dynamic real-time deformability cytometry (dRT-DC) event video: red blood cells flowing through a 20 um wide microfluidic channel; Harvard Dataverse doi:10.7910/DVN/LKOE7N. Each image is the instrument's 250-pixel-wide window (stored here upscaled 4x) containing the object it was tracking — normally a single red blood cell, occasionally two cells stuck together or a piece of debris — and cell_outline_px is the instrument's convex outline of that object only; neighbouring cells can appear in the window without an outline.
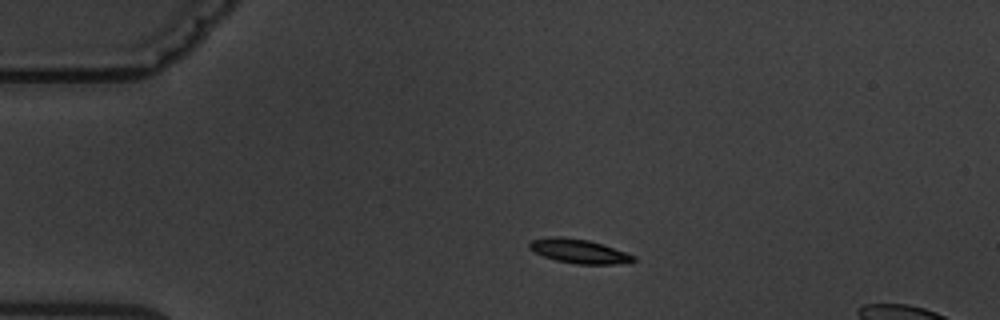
{"species": "common noctule bat (a hibernating species)", "species_latin": "Nyctalus noctula", "temperature_condition": "warm", "stored_images_in_passage": 4, "segment_of_instrument_passage": [1, 2], "camera_frame_rate_fps": 3000, "um_per_image_px": 0.085, "animal": {"sex": "male", "body_mass_g": 19.5, "forearm_length_mm": 54.6}, "frame": {"image": 1, "passage_image": 2, "time_ms": 1.667, "image_size_px": [1000, 320], "cell_outline_px": [[636, 260], [612, 264], [576, 264], [556, 260], [544, 256], [528, 248], [528, 244], [532, 240], [548, 236], [564, 236], [588, 240], [604, 244], [636, 256]], "centroid_in_image_um": [49.19, 21.33], "position_along_channel_um": 35.8, "area_um2": 14.62}}